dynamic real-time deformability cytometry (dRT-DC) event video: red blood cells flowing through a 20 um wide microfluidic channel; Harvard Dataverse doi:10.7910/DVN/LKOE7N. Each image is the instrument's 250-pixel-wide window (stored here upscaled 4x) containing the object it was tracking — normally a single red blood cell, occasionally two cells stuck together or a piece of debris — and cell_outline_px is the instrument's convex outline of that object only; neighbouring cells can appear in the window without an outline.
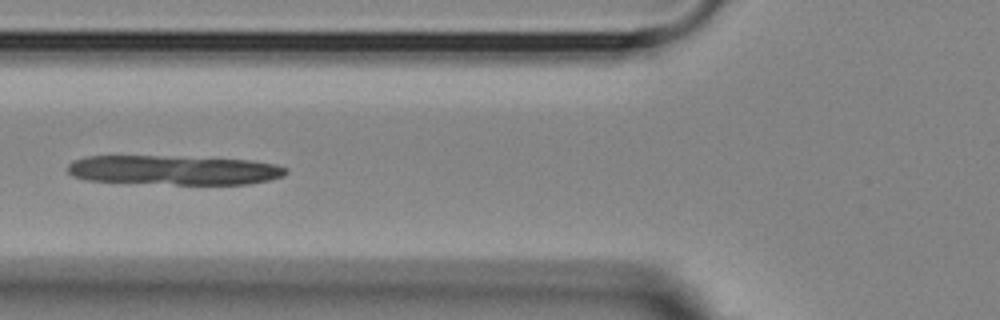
{"species": "Egyptian fruit bat (a non-hibernating species)", "species_latin": "Rousettus aegyptiacus", "temperature_condition": "room temperature", "stored_images_in_passage": 40, "camera_frame_rate_fps": 3000, "um_per_image_px": 0.085, "animal": {"sex": "female"}, "frame": {"image": 1, "passage_image": 6, "time_ms": 1.667, "image_size_px": [1000, 320], "cell_outline_px": [[288, 172], [284, 176], [268, 180], [248, 184], [176, 184], [88, 180], [72, 176], [68, 172], [68, 164], [72, 160], [88, 156], [156, 156], [252, 160], [276, 164], [288, 168]], "centroid_in_image_um": [14.8, 14.45], "position_along_channel_um": 111.0, "area_um2": 37.28}}
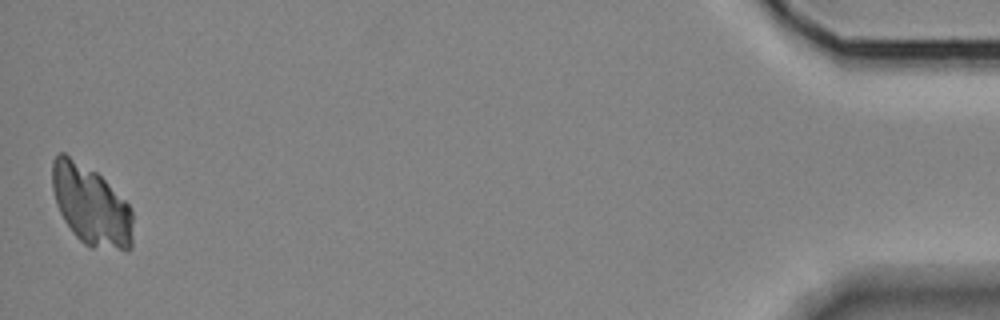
{"frame": {"image": 2, "passage_image": 40, "time_ms": 13.0, "image_size_px": [1000, 320], "cell_outline_px": [[132, 248], [128, 252], [92, 248], [84, 244], [72, 232], [64, 220], [56, 204], [52, 188], [52, 160], [56, 152], [64, 152], [96, 172], [132, 208]], "centroid_in_image_um": [7.73, 17.49], "position_along_channel_um": 427.5, "area_um2": 37.92}}